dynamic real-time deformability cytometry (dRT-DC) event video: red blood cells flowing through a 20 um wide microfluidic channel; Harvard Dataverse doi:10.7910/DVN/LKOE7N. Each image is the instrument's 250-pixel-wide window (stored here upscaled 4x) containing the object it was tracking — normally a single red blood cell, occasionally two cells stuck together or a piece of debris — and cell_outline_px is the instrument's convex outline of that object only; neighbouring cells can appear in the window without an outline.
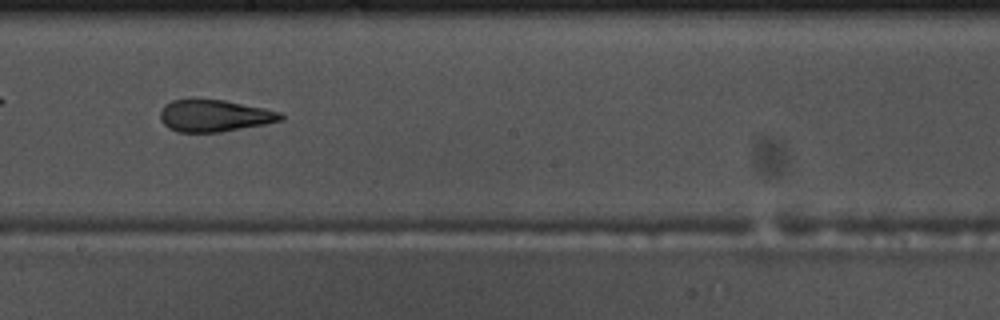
{"species": "common noctule bat (a hibernating species)", "species_latin": "Nyctalus noctula", "temperature_condition": "warm", "stored_images_in_passage": 20, "camera_frame_rate_fps": 3000, "um_per_image_px": 0.085, "animal": {"sex": "male", "body_mass_g": 17.5, "forearm_length_mm": 52.3}, "frame": {"image": 1, "passage_image": 17, "time_ms": 5.333, "image_size_px": [1000, 320], "cell_outline_px": [[284, 120], [264, 124], [220, 132], [180, 132], [168, 128], [160, 120], [160, 112], [164, 104], [172, 100], [224, 100], [264, 108], [280, 112], [284, 116]], "centroid_in_image_um": [18.22, 9.84], "position_along_channel_um": 230.0, "area_um2": 22.25}}
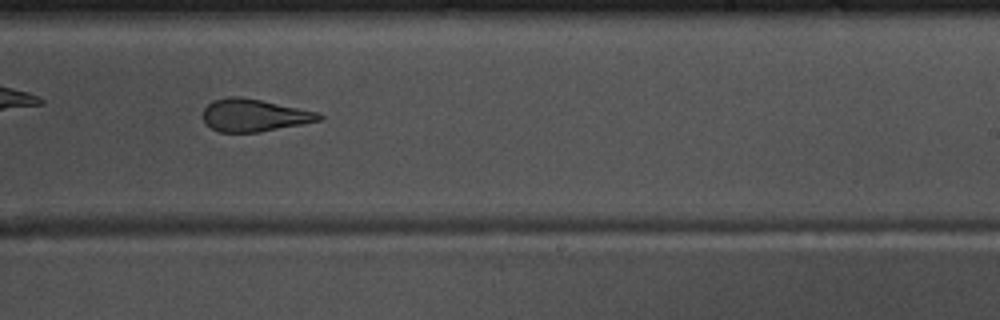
{"frame": {"image": 2, "passage_image": 20, "time_ms": 6.333, "image_size_px": [1000, 320], "cell_outline_px": [[324, 116], [320, 120], [260, 132], [220, 132], [212, 128], [204, 120], [204, 108], [212, 100], [228, 96], [240, 96], [260, 100], [316, 112]], "centroid_in_image_um": [21.56, 9.79], "position_along_channel_um": 267.4, "area_um2": 21.56}}